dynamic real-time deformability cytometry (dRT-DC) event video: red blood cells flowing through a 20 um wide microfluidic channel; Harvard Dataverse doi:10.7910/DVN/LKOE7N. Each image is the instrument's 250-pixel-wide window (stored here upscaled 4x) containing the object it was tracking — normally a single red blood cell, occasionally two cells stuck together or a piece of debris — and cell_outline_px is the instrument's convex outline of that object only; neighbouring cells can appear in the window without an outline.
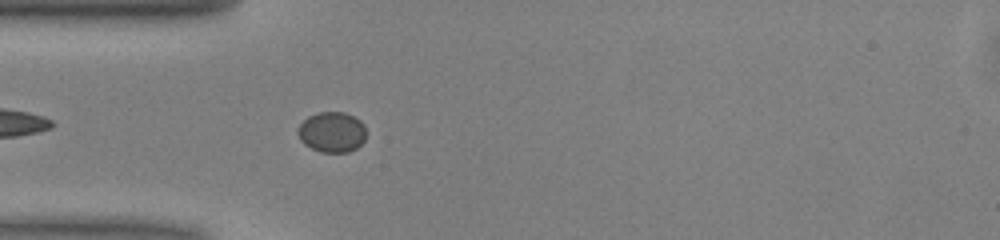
{"species": "common noctule bat (a hibernating species)", "species_latin": "Nyctalus noctula", "temperature_condition": "warm", "stored_images_in_passage": 10, "camera_frame_rate_fps": 3000, "um_per_image_px": 0.085, "animal": {"sex": "male", "body_mass_g": 13.0, "forearm_length_mm": 53.1}, "frame": {"image": 1, "passage_image": 5, "time_ms": 1.333, "image_size_px": [1000, 240], "cell_outline_px": [[364, 140], [356, 148], [348, 152], [320, 152], [304, 144], [300, 140], [296, 132], [296, 128], [308, 116], [316, 112], [344, 112], [360, 120], [364, 124]], "centroid_in_image_um": [28.17, 11.22], "position_along_channel_um": 56.8, "area_um2": 16.13}}